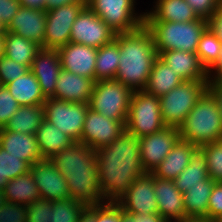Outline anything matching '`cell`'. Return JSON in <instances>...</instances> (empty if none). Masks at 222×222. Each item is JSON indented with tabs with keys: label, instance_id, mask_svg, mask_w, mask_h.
Returning a JSON list of instances; mask_svg holds the SVG:
<instances>
[{
	"label": "cell",
	"instance_id": "obj_1",
	"mask_svg": "<svg viewBox=\"0 0 222 222\" xmlns=\"http://www.w3.org/2000/svg\"><path fill=\"white\" fill-rule=\"evenodd\" d=\"M99 188L106 202H117L140 176L147 173L140 156V138L126 129L110 144L95 150Z\"/></svg>",
	"mask_w": 222,
	"mask_h": 222
},
{
	"label": "cell",
	"instance_id": "obj_2",
	"mask_svg": "<svg viewBox=\"0 0 222 222\" xmlns=\"http://www.w3.org/2000/svg\"><path fill=\"white\" fill-rule=\"evenodd\" d=\"M51 160L65 178L72 200L85 206L103 204L95 150L81 142H72Z\"/></svg>",
	"mask_w": 222,
	"mask_h": 222
},
{
	"label": "cell",
	"instance_id": "obj_3",
	"mask_svg": "<svg viewBox=\"0 0 222 222\" xmlns=\"http://www.w3.org/2000/svg\"><path fill=\"white\" fill-rule=\"evenodd\" d=\"M120 59L116 80L133 92L145 89L154 60L158 57L151 33L143 25L131 33L116 34Z\"/></svg>",
	"mask_w": 222,
	"mask_h": 222
},
{
	"label": "cell",
	"instance_id": "obj_4",
	"mask_svg": "<svg viewBox=\"0 0 222 222\" xmlns=\"http://www.w3.org/2000/svg\"><path fill=\"white\" fill-rule=\"evenodd\" d=\"M179 135L197 147L222 140V115L217 99L208 89L179 127Z\"/></svg>",
	"mask_w": 222,
	"mask_h": 222
},
{
	"label": "cell",
	"instance_id": "obj_5",
	"mask_svg": "<svg viewBox=\"0 0 222 222\" xmlns=\"http://www.w3.org/2000/svg\"><path fill=\"white\" fill-rule=\"evenodd\" d=\"M144 26L152 35L157 54L168 50L196 53L208 22L203 18L191 22L144 21Z\"/></svg>",
	"mask_w": 222,
	"mask_h": 222
},
{
	"label": "cell",
	"instance_id": "obj_6",
	"mask_svg": "<svg viewBox=\"0 0 222 222\" xmlns=\"http://www.w3.org/2000/svg\"><path fill=\"white\" fill-rule=\"evenodd\" d=\"M133 91L116 79L94 83L89 108L106 118L120 121L124 126L129 112Z\"/></svg>",
	"mask_w": 222,
	"mask_h": 222
},
{
	"label": "cell",
	"instance_id": "obj_7",
	"mask_svg": "<svg viewBox=\"0 0 222 222\" xmlns=\"http://www.w3.org/2000/svg\"><path fill=\"white\" fill-rule=\"evenodd\" d=\"M207 89L208 81H183L160 97L161 115L165 125L179 128Z\"/></svg>",
	"mask_w": 222,
	"mask_h": 222
},
{
	"label": "cell",
	"instance_id": "obj_8",
	"mask_svg": "<svg viewBox=\"0 0 222 222\" xmlns=\"http://www.w3.org/2000/svg\"><path fill=\"white\" fill-rule=\"evenodd\" d=\"M166 127L162 120L160 98L144 90L134 91L130 100L125 129L138 138Z\"/></svg>",
	"mask_w": 222,
	"mask_h": 222
},
{
	"label": "cell",
	"instance_id": "obj_9",
	"mask_svg": "<svg viewBox=\"0 0 222 222\" xmlns=\"http://www.w3.org/2000/svg\"><path fill=\"white\" fill-rule=\"evenodd\" d=\"M134 3L135 0H86V5L116 34L131 33L144 25L145 13L136 16Z\"/></svg>",
	"mask_w": 222,
	"mask_h": 222
},
{
	"label": "cell",
	"instance_id": "obj_10",
	"mask_svg": "<svg viewBox=\"0 0 222 222\" xmlns=\"http://www.w3.org/2000/svg\"><path fill=\"white\" fill-rule=\"evenodd\" d=\"M44 117L74 142L81 141V133L89 103H75L47 98L43 104Z\"/></svg>",
	"mask_w": 222,
	"mask_h": 222
},
{
	"label": "cell",
	"instance_id": "obj_11",
	"mask_svg": "<svg viewBox=\"0 0 222 222\" xmlns=\"http://www.w3.org/2000/svg\"><path fill=\"white\" fill-rule=\"evenodd\" d=\"M115 35L116 33L86 5L72 25L70 42L98 49L112 42Z\"/></svg>",
	"mask_w": 222,
	"mask_h": 222
},
{
	"label": "cell",
	"instance_id": "obj_12",
	"mask_svg": "<svg viewBox=\"0 0 222 222\" xmlns=\"http://www.w3.org/2000/svg\"><path fill=\"white\" fill-rule=\"evenodd\" d=\"M85 6L73 3L46 11L44 49L58 50L70 42L72 25Z\"/></svg>",
	"mask_w": 222,
	"mask_h": 222
},
{
	"label": "cell",
	"instance_id": "obj_13",
	"mask_svg": "<svg viewBox=\"0 0 222 222\" xmlns=\"http://www.w3.org/2000/svg\"><path fill=\"white\" fill-rule=\"evenodd\" d=\"M116 203L128 214H158L154 176L147 172L138 177Z\"/></svg>",
	"mask_w": 222,
	"mask_h": 222
},
{
	"label": "cell",
	"instance_id": "obj_14",
	"mask_svg": "<svg viewBox=\"0 0 222 222\" xmlns=\"http://www.w3.org/2000/svg\"><path fill=\"white\" fill-rule=\"evenodd\" d=\"M179 139V128L170 126L140 138V156L144 170L151 173Z\"/></svg>",
	"mask_w": 222,
	"mask_h": 222
},
{
	"label": "cell",
	"instance_id": "obj_15",
	"mask_svg": "<svg viewBox=\"0 0 222 222\" xmlns=\"http://www.w3.org/2000/svg\"><path fill=\"white\" fill-rule=\"evenodd\" d=\"M124 130L125 126L120 121L88 108L80 142L96 150L113 142Z\"/></svg>",
	"mask_w": 222,
	"mask_h": 222
},
{
	"label": "cell",
	"instance_id": "obj_16",
	"mask_svg": "<svg viewBox=\"0 0 222 222\" xmlns=\"http://www.w3.org/2000/svg\"><path fill=\"white\" fill-rule=\"evenodd\" d=\"M41 199L50 201L69 199V189L65 178L51 159L43 158L30 166Z\"/></svg>",
	"mask_w": 222,
	"mask_h": 222
},
{
	"label": "cell",
	"instance_id": "obj_17",
	"mask_svg": "<svg viewBox=\"0 0 222 222\" xmlns=\"http://www.w3.org/2000/svg\"><path fill=\"white\" fill-rule=\"evenodd\" d=\"M58 51L62 69L95 82L96 48L69 42Z\"/></svg>",
	"mask_w": 222,
	"mask_h": 222
},
{
	"label": "cell",
	"instance_id": "obj_18",
	"mask_svg": "<svg viewBox=\"0 0 222 222\" xmlns=\"http://www.w3.org/2000/svg\"><path fill=\"white\" fill-rule=\"evenodd\" d=\"M61 69L58 50L41 48L34 57L30 70L38 80L41 92L46 99L53 98Z\"/></svg>",
	"mask_w": 222,
	"mask_h": 222
},
{
	"label": "cell",
	"instance_id": "obj_19",
	"mask_svg": "<svg viewBox=\"0 0 222 222\" xmlns=\"http://www.w3.org/2000/svg\"><path fill=\"white\" fill-rule=\"evenodd\" d=\"M45 27L46 10L21 6L6 28V32L34 41L44 49Z\"/></svg>",
	"mask_w": 222,
	"mask_h": 222
},
{
	"label": "cell",
	"instance_id": "obj_20",
	"mask_svg": "<svg viewBox=\"0 0 222 222\" xmlns=\"http://www.w3.org/2000/svg\"><path fill=\"white\" fill-rule=\"evenodd\" d=\"M183 81H208V73L196 53L168 50L158 54Z\"/></svg>",
	"mask_w": 222,
	"mask_h": 222
},
{
	"label": "cell",
	"instance_id": "obj_21",
	"mask_svg": "<svg viewBox=\"0 0 222 222\" xmlns=\"http://www.w3.org/2000/svg\"><path fill=\"white\" fill-rule=\"evenodd\" d=\"M94 83L90 78L61 69L53 98L75 103H89Z\"/></svg>",
	"mask_w": 222,
	"mask_h": 222
},
{
	"label": "cell",
	"instance_id": "obj_22",
	"mask_svg": "<svg viewBox=\"0 0 222 222\" xmlns=\"http://www.w3.org/2000/svg\"><path fill=\"white\" fill-rule=\"evenodd\" d=\"M154 192L157 197L158 215L174 222L187 218L183 194L177 189L174 181L154 176Z\"/></svg>",
	"mask_w": 222,
	"mask_h": 222
},
{
	"label": "cell",
	"instance_id": "obj_23",
	"mask_svg": "<svg viewBox=\"0 0 222 222\" xmlns=\"http://www.w3.org/2000/svg\"><path fill=\"white\" fill-rule=\"evenodd\" d=\"M198 149L196 145L179 139L151 174L160 179L173 181L189 165L191 157Z\"/></svg>",
	"mask_w": 222,
	"mask_h": 222
},
{
	"label": "cell",
	"instance_id": "obj_24",
	"mask_svg": "<svg viewBox=\"0 0 222 222\" xmlns=\"http://www.w3.org/2000/svg\"><path fill=\"white\" fill-rule=\"evenodd\" d=\"M0 147L9 152V154L19 157L29 166L43 159L35 135L29 133L12 132L5 127L1 128Z\"/></svg>",
	"mask_w": 222,
	"mask_h": 222
},
{
	"label": "cell",
	"instance_id": "obj_25",
	"mask_svg": "<svg viewBox=\"0 0 222 222\" xmlns=\"http://www.w3.org/2000/svg\"><path fill=\"white\" fill-rule=\"evenodd\" d=\"M154 8L145 13L144 21L191 22L199 19L185 0H157Z\"/></svg>",
	"mask_w": 222,
	"mask_h": 222
},
{
	"label": "cell",
	"instance_id": "obj_26",
	"mask_svg": "<svg viewBox=\"0 0 222 222\" xmlns=\"http://www.w3.org/2000/svg\"><path fill=\"white\" fill-rule=\"evenodd\" d=\"M6 87L20 106L43 105L46 101L41 92L38 80L31 70L6 84Z\"/></svg>",
	"mask_w": 222,
	"mask_h": 222
},
{
	"label": "cell",
	"instance_id": "obj_27",
	"mask_svg": "<svg viewBox=\"0 0 222 222\" xmlns=\"http://www.w3.org/2000/svg\"><path fill=\"white\" fill-rule=\"evenodd\" d=\"M35 137L42 158L48 159H51L64 147L74 142L67 134L62 133L60 129L56 128V126L45 117L36 131Z\"/></svg>",
	"mask_w": 222,
	"mask_h": 222
},
{
	"label": "cell",
	"instance_id": "obj_28",
	"mask_svg": "<svg viewBox=\"0 0 222 222\" xmlns=\"http://www.w3.org/2000/svg\"><path fill=\"white\" fill-rule=\"evenodd\" d=\"M183 80L163 60H154L144 91L156 97H162L177 87Z\"/></svg>",
	"mask_w": 222,
	"mask_h": 222
},
{
	"label": "cell",
	"instance_id": "obj_29",
	"mask_svg": "<svg viewBox=\"0 0 222 222\" xmlns=\"http://www.w3.org/2000/svg\"><path fill=\"white\" fill-rule=\"evenodd\" d=\"M215 180L210 177L201 184L192 186L183 194L185 214L187 218H207L209 197Z\"/></svg>",
	"mask_w": 222,
	"mask_h": 222
},
{
	"label": "cell",
	"instance_id": "obj_30",
	"mask_svg": "<svg viewBox=\"0 0 222 222\" xmlns=\"http://www.w3.org/2000/svg\"><path fill=\"white\" fill-rule=\"evenodd\" d=\"M3 194L6 201L25 206L41 199L30 171L10 180L3 188Z\"/></svg>",
	"mask_w": 222,
	"mask_h": 222
},
{
	"label": "cell",
	"instance_id": "obj_31",
	"mask_svg": "<svg viewBox=\"0 0 222 222\" xmlns=\"http://www.w3.org/2000/svg\"><path fill=\"white\" fill-rule=\"evenodd\" d=\"M4 46V56L29 68H31L34 57L42 48L34 41L12 32H5Z\"/></svg>",
	"mask_w": 222,
	"mask_h": 222
},
{
	"label": "cell",
	"instance_id": "obj_32",
	"mask_svg": "<svg viewBox=\"0 0 222 222\" xmlns=\"http://www.w3.org/2000/svg\"><path fill=\"white\" fill-rule=\"evenodd\" d=\"M44 119V106H20L5 128L12 132L35 135Z\"/></svg>",
	"mask_w": 222,
	"mask_h": 222
},
{
	"label": "cell",
	"instance_id": "obj_33",
	"mask_svg": "<svg viewBox=\"0 0 222 222\" xmlns=\"http://www.w3.org/2000/svg\"><path fill=\"white\" fill-rule=\"evenodd\" d=\"M208 178L206 157L204 153L198 149L191 157L189 165L173 181L177 189L184 194L192 186L201 184V181L207 180Z\"/></svg>",
	"mask_w": 222,
	"mask_h": 222
},
{
	"label": "cell",
	"instance_id": "obj_34",
	"mask_svg": "<svg viewBox=\"0 0 222 222\" xmlns=\"http://www.w3.org/2000/svg\"><path fill=\"white\" fill-rule=\"evenodd\" d=\"M119 59V45L115 40L98 48L95 62V82L115 79Z\"/></svg>",
	"mask_w": 222,
	"mask_h": 222
},
{
	"label": "cell",
	"instance_id": "obj_35",
	"mask_svg": "<svg viewBox=\"0 0 222 222\" xmlns=\"http://www.w3.org/2000/svg\"><path fill=\"white\" fill-rule=\"evenodd\" d=\"M30 169V166L19 157L9 154L5 149L0 147V189L6 184L25 173Z\"/></svg>",
	"mask_w": 222,
	"mask_h": 222
},
{
	"label": "cell",
	"instance_id": "obj_36",
	"mask_svg": "<svg viewBox=\"0 0 222 222\" xmlns=\"http://www.w3.org/2000/svg\"><path fill=\"white\" fill-rule=\"evenodd\" d=\"M222 42L207 28L201 36L196 54L202 66L208 71L218 60Z\"/></svg>",
	"mask_w": 222,
	"mask_h": 222
},
{
	"label": "cell",
	"instance_id": "obj_37",
	"mask_svg": "<svg viewBox=\"0 0 222 222\" xmlns=\"http://www.w3.org/2000/svg\"><path fill=\"white\" fill-rule=\"evenodd\" d=\"M86 206L69 199L52 201V222H79V215Z\"/></svg>",
	"mask_w": 222,
	"mask_h": 222
},
{
	"label": "cell",
	"instance_id": "obj_38",
	"mask_svg": "<svg viewBox=\"0 0 222 222\" xmlns=\"http://www.w3.org/2000/svg\"><path fill=\"white\" fill-rule=\"evenodd\" d=\"M199 149L206 157L209 177L222 182V140L202 145Z\"/></svg>",
	"mask_w": 222,
	"mask_h": 222
},
{
	"label": "cell",
	"instance_id": "obj_39",
	"mask_svg": "<svg viewBox=\"0 0 222 222\" xmlns=\"http://www.w3.org/2000/svg\"><path fill=\"white\" fill-rule=\"evenodd\" d=\"M19 107L6 85H0V129L7 125Z\"/></svg>",
	"mask_w": 222,
	"mask_h": 222
},
{
	"label": "cell",
	"instance_id": "obj_40",
	"mask_svg": "<svg viewBox=\"0 0 222 222\" xmlns=\"http://www.w3.org/2000/svg\"><path fill=\"white\" fill-rule=\"evenodd\" d=\"M30 70L28 66L16 63L4 56L0 60V85H6L16 80Z\"/></svg>",
	"mask_w": 222,
	"mask_h": 222
},
{
	"label": "cell",
	"instance_id": "obj_41",
	"mask_svg": "<svg viewBox=\"0 0 222 222\" xmlns=\"http://www.w3.org/2000/svg\"><path fill=\"white\" fill-rule=\"evenodd\" d=\"M27 207V222H52V201L38 199Z\"/></svg>",
	"mask_w": 222,
	"mask_h": 222
},
{
	"label": "cell",
	"instance_id": "obj_42",
	"mask_svg": "<svg viewBox=\"0 0 222 222\" xmlns=\"http://www.w3.org/2000/svg\"><path fill=\"white\" fill-rule=\"evenodd\" d=\"M0 222H27V207L6 201L0 207Z\"/></svg>",
	"mask_w": 222,
	"mask_h": 222
},
{
	"label": "cell",
	"instance_id": "obj_43",
	"mask_svg": "<svg viewBox=\"0 0 222 222\" xmlns=\"http://www.w3.org/2000/svg\"><path fill=\"white\" fill-rule=\"evenodd\" d=\"M222 217V182H215L209 197L207 219L218 221Z\"/></svg>",
	"mask_w": 222,
	"mask_h": 222
},
{
	"label": "cell",
	"instance_id": "obj_44",
	"mask_svg": "<svg viewBox=\"0 0 222 222\" xmlns=\"http://www.w3.org/2000/svg\"><path fill=\"white\" fill-rule=\"evenodd\" d=\"M122 208L116 202L97 205V222H121Z\"/></svg>",
	"mask_w": 222,
	"mask_h": 222
},
{
	"label": "cell",
	"instance_id": "obj_45",
	"mask_svg": "<svg viewBox=\"0 0 222 222\" xmlns=\"http://www.w3.org/2000/svg\"><path fill=\"white\" fill-rule=\"evenodd\" d=\"M199 18L208 19L218 8L219 0H185Z\"/></svg>",
	"mask_w": 222,
	"mask_h": 222
},
{
	"label": "cell",
	"instance_id": "obj_46",
	"mask_svg": "<svg viewBox=\"0 0 222 222\" xmlns=\"http://www.w3.org/2000/svg\"><path fill=\"white\" fill-rule=\"evenodd\" d=\"M21 7L19 0H0V23L7 28Z\"/></svg>",
	"mask_w": 222,
	"mask_h": 222
},
{
	"label": "cell",
	"instance_id": "obj_47",
	"mask_svg": "<svg viewBox=\"0 0 222 222\" xmlns=\"http://www.w3.org/2000/svg\"><path fill=\"white\" fill-rule=\"evenodd\" d=\"M172 221L173 220L165 218L158 214H151V215L128 214L122 209L121 222H172Z\"/></svg>",
	"mask_w": 222,
	"mask_h": 222
},
{
	"label": "cell",
	"instance_id": "obj_48",
	"mask_svg": "<svg viewBox=\"0 0 222 222\" xmlns=\"http://www.w3.org/2000/svg\"><path fill=\"white\" fill-rule=\"evenodd\" d=\"M208 28L222 42V8H218L208 19Z\"/></svg>",
	"mask_w": 222,
	"mask_h": 222
},
{
	"label": "cell",
	"instance_id": "obj_49",
	"mask_svg": "<svg viewBox=\"0 0 222 222\" xmlns=\"http://www.w3.org/2000/svg\"><path fill=\"white\" fill-rule=\"evenodd\" d=\"M208 90L217 99V104L222 115V80H212L208 82Z\"/></svg>",
	"mask_w": 222,
	"mask_h": 222
},
{
	"label": "cell",
	"instance_id": "obj_50",
	"mask_svg": "<svg viewBox=\"0 0 222 222\" xmlns=\"http://www.w3.org/2000/svg\"><path fill=\"white\" fill-rule=\"evenodd\" d=\"M79 222H97V205L86 206L79 215Z\"/></svg>",
	"mask_w": 222,
	"mask_h": 222
},
{
	"label": "cell",
	"instance_id": "obj_51",
	"mask_svg": "<svg viewBox=\"0 0 222 222\" xmlns=\"http://www.w3.org/2000/svg\"><path fill=\"white\" fill-rule=\"evenodd\" d=\"M212 69L217 74V75L215 74L214 77L213 76L211 77L212 75L211 72H213ZM207 73H208V82L212 80H222V45H221V51H220L217 62L207 71Z\"/></svg>",
	"mask_w": 222,
	"mask_h": 222
},
{
	"label": "cell",
	"instance_id": "obj_52",
	"mask_svg": "<svg viewBox=\"0 0 222 222\" xmlns=\"http://www.w3.org/2000/svg\"><path fill=\"white\" fill-rule=\"evenodd\" d=\"M73 3H86V0H46V11Z\"/></svg>",
	"mask_w": 222,
	"mask_h": 222
},
{
	"label": "cell",
	"instance_id": "obj_53",
	"mask_svg": "<svg viewBox=\"0 0 222 222\" xmlns=\"http://www.w3.org/2000/svg\"><path fill=\"white\" fill-rule=\"evenodd\" d=\"M22 7L45 10L46 0H19Z\"/></svg>",
	"mask_w": 222,
	"mask_h": 222
},
{
	"label": "cell",
	"instance_id": "obj_54",
	"mask_svg": "<svg viewBox=\"0 0 222 222\" xmlns=\"http://www.w3.org/2000/svg\"><path fill=\"white\" fill-rule=\"evenodd\" d=\"M176 222H216V221H212L207 218H184Z\"/></svg>",
	"mask_w": 222,
	"mask_h": 222
},
{
	"label": "cell",
	"instance_id": "obj_55",
	"mask_svg": "<svg viewBox=\"0 0 222 222\" xmlns=\"http://www.w3.org/2000/svg\"><path fill=\"white\" fill-rule=\"evenodd\" d=\"M4 36H0V60L4 57Z\"/></svg>",
	"mask_w": 222,
	"mask_h": 222
},
{
	"label": "cell",
	"instance_id": "obj_56",
	"mask_svg": "<svg viewBox=\"0 0 222 222\" xmlns=\"http://www.w3.org/2000/svg\"><path fill=\"white\" fill-rule=\"evenodd\" d=\"M6 202L3 190L0 189V207Z\"/></svg>",
	"mask_w": 222,
	"mask_h": 222
},
{
	"label": "cell",
	"instance_id": "obj_57",
	"mask_svg": "<svg viewBox=\"0 0 222 222\" xmlns=\"http://www.w3.org/2000/svg\"><path fill=\"white\" fill-rule=\"evenodd\" d=\"M6 28L0 23V36H5Z\"/></svg>",
	"mask_w": 222,
	"mask_h": 222
},
{
	"label": "cell",
	"instance_id": "obj_58",
	"mask_svg": "<svg viewBox=\"0 0 222 222\" xmlns=\"http://www.w3.org/2000/svg\"><path fill=\"white\" fill-rule=\"evenodd\" d=\"M219 7L222 8V0L219 1Z\"/></svg>",
	"mask_w": 222,
	"mask_h": 222
},
{
	"label": "cell",
	"instance_id": "obj_59",
	"mask_svg": "<svg viewBox=\"0 0 222 222\" xmlns=\"http://www.w3.org/2000/svg\"><path fill=\"white\" fill-rule=\"evenodd\" d=\"M217 222H222V217L220 218V219H218V221Z\"/></svg>",
	"mask_w": 222,
	"mask_h": 222
}]
</instances>
